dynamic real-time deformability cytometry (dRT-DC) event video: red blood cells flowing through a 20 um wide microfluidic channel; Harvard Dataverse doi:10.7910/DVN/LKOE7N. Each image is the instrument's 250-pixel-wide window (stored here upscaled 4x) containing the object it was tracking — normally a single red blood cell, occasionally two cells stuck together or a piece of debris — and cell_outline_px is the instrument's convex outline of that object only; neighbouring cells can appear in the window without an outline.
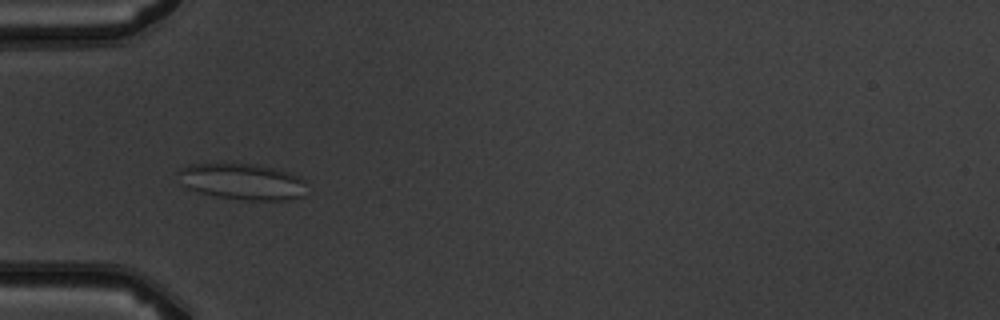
{"species": "common noctule bat (a hibernating species)", "species_latin": "Nyctalus noctula", "temperature_condition": "warm", "stored_images_in_passage": 8, "camera_frame_rate_fps": 3000, "um_per_image_px": 0.085, "animal": {"sex": "male", "body_mass_g": 19.5, "forearm_length_mm": 54.6}, "frame": {"image": 1, "passage_image": 5, "time_ms": 4.667, "image_size_px": [1000, 320], "cell_outline_px": [[304, 180], [300, 196], [284, 200], [248, 200], [216, 196], [200, 192], [188, 188], [180, 184], [176, 172], [180, 168], [192, 164], [256, 164], [288, 172], [300, 176]], "centroid_in_image_um": [20.51, 15.42], "position_along_channel_um": 64.5, "area_um2": 26.7}}
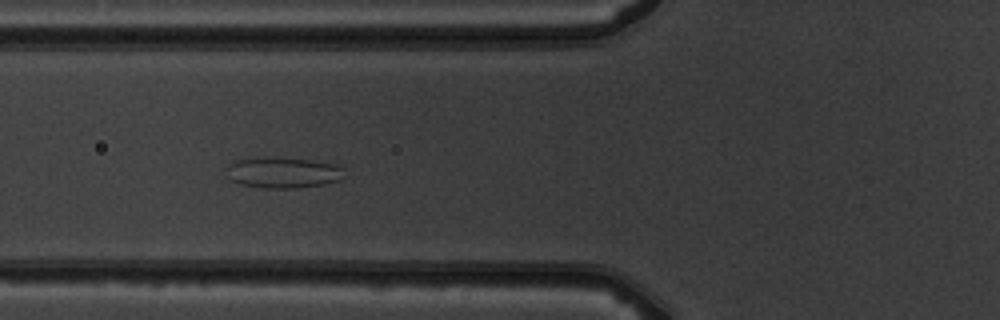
{"frame": {"image": 2, "passage_image": 6, "time_ms": 5.667, "image_size_px": [1000, 320], "cell_outline_px": [[340, 180], [324, 184], [296, 188], [264, 188], [240, 184], [232, 180], [228, 168], [228, 164], [236, 160], [272, 156], [312, 160], [336, 164], [340, 168]], "centroid_in_image_um": [24.04, 14.66], "position_along_channel_um": 101.8, "area_um2": 20.92}}